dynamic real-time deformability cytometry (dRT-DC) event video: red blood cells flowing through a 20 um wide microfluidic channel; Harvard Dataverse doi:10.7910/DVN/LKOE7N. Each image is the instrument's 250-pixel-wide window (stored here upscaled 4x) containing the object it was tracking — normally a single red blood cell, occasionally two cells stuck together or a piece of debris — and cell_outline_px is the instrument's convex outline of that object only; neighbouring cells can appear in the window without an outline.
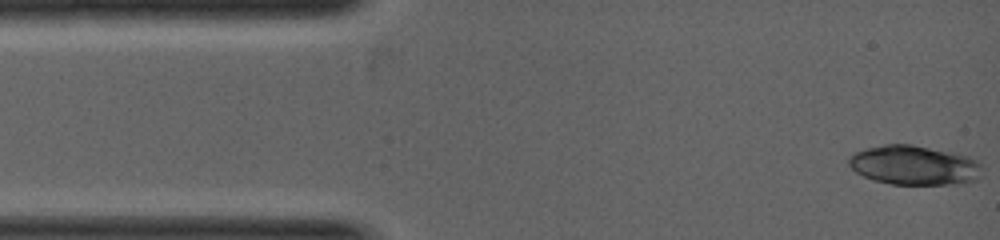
{"species": "common noctule bat (a hibernating species)", "species_latin": "Nyctalus noctula", "temperature_condition": "warm", "stored_images_in_passage": 6, "camera_frame_rate_fps": 5000, "um_per_image_px": 0.085, "animal": {"sex": "female", "body_mass_g": 19.0, "forearm_length_mm": 53.3}, "frame": {"image": 1, "passage_image": 1, "time_ms": 0.0, "image_size_px": [1000, 240], "cell_outline_px": [[980, 176], [976, 180], [968, 184], [892, 184], [876, 180], [864, 176], [856, 172], [848, 164], [848, 156], [852, 152], [884, 144], [912, 144], [952, 152], [968, 156], [976, 160], [980, 164]], "centroid_in_image_um": [77.7, 14.04], "position_along_channel_um": 7.3, "area_um2": 30.75}}